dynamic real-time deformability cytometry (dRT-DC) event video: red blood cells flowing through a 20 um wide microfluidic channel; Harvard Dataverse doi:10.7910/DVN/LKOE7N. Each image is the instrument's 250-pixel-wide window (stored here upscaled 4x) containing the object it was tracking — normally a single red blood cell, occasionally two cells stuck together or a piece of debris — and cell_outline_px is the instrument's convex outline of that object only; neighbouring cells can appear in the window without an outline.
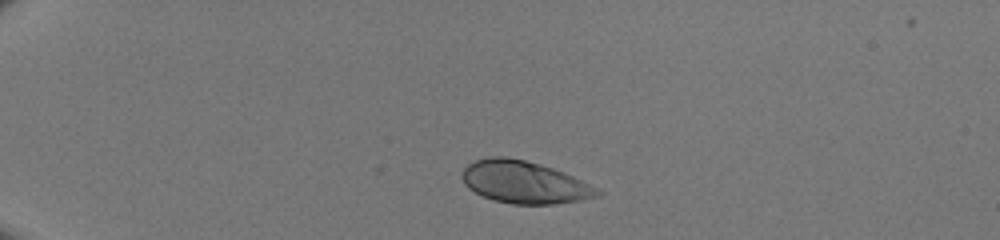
{"species": "human", "species_latin": "Homo sapiens", "temperature_condition": "room temperature", "stored_images_in_passage": 35, "camera_frame_rate_fps": 3000, "um_per_image_px": 0.085, "donor": {"sex": "male"}, "frame": {"image": 1, "passage_image": 1, "time_ms": 0.0, "image_size_px": [1000, 240], "cell_outline_px": [[604, 192], [600, 196], [580, 200], [552, 204], [512, 204], [492, 200], [468, 188], [464, 184], [460, 176], [460, 172], [468, 164], [476, 160], [492, 156], [508, 156], [540, 164], [564, 172]], "centroid_in_image_um": [44.53, 15.48], "position_along_channel_um": 40.5, "area_um2": 33.35}}
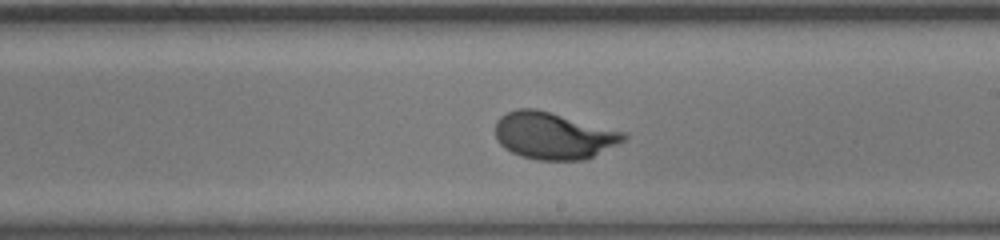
{"frame": {"image": 2, "passage_image": 20, "time_ms": 6.333, "image_size_px": [1000, 240], "cell_outline_px": [[628, 136], [624, 140], [584, 160], [536, 160], [520, 156], [504, 148], [496, 140], [496, 120], [500, 116], [516, 108], [536, 108], [628, 132]], "centroid_in_image_um": [47.04, 11.52], "position_along_channel_um": 242.0, "area_um2": 35.26}}
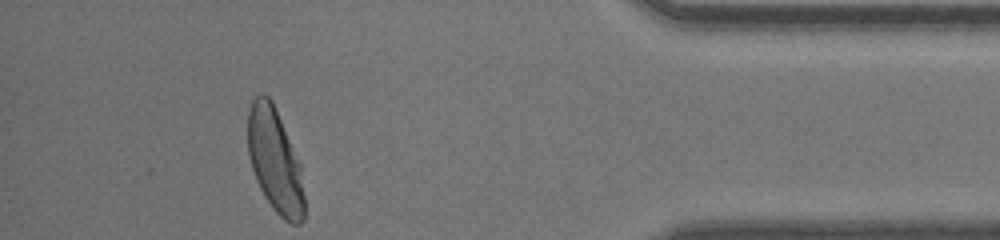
{"frame": {"image": 3, "passage_image": 34, "time_ms": 11.0, "image_size_px": [1000, 240], "cell_outline_px": [[304, 220], [300, 224], [292, 224], [284, 220], [272, 208], [264, 196], [256, 180], [248, 156], [248, 108], [252, 100], [256, 96], [268, 96], [272, 100], [276, 108], [300, 164], [304, 196]], "centroid_in_image_um": [23.36, 13.68], "position_along_channel_um": 411.8, "area_um2": 34.22}}